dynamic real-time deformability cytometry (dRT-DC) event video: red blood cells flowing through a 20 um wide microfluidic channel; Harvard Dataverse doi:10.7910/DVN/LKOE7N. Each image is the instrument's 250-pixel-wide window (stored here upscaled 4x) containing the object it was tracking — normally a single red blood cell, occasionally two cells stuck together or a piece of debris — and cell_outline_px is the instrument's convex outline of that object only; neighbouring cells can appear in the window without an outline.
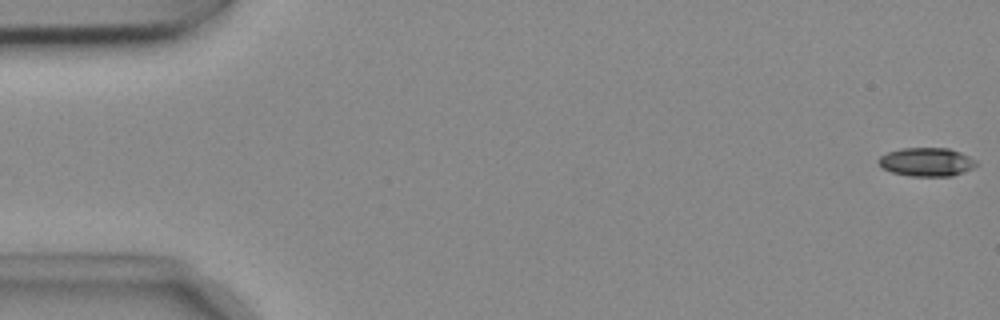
{"species": "common noctule bat (a hibernating species)", "species_latin": "Nyctalus noctula", "temperature_condition": "cold", "stored_images_in_passage": 54, "camera_frame_rate_fps": 3000, "um_per_image_px": 0.085, "animal": {"sex": "female", "body_mass_g": 18.4}, "frame": {"image": 1, "passage_image": 1, "time_ms": 0.0, "image_size_px": [1000, 320], "cell_outline_px": [[976, 164], [972, 168], [964, 172], [952, 176], [908, 176], [892, 172], [880, 168], [876, 160], [880, 156], [888, 152], [900, 148], [948, 148], [960, 152], [976, 160]], "centroid_in_image_um": [78.71, 13.77], "position_along_channel_um": 6.3, "area_um2": 16.42}}
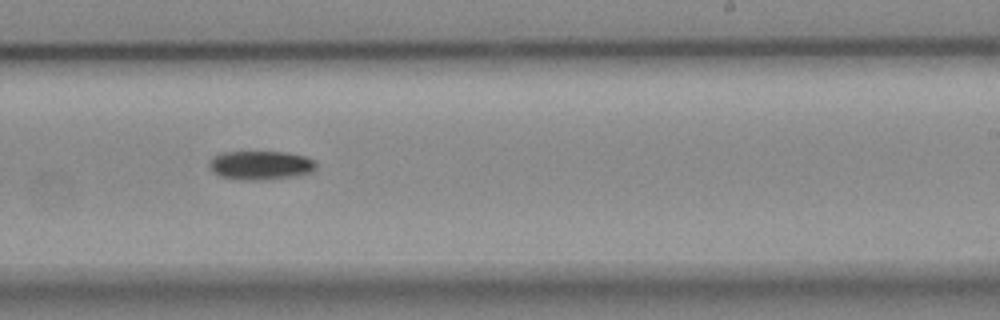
{"frame": {"image": 2, "passage_image": 33, "time_ms": 10.667, "image_size_px": [1000, 320], "cell_outline_px": [[316, 168], [312, 172], [300, 176], [264, 180], [236, 180], [220, 176], [212, 172], [208, 164], [208, 160], [212, 156], [220, 152], [288, 152], [304, 156], [312, 160], [316, 164]], "centroid_in_image_um": [22.11, 14.06], "position_along_channel_um": 266.9, "area_um2": 18.44}}
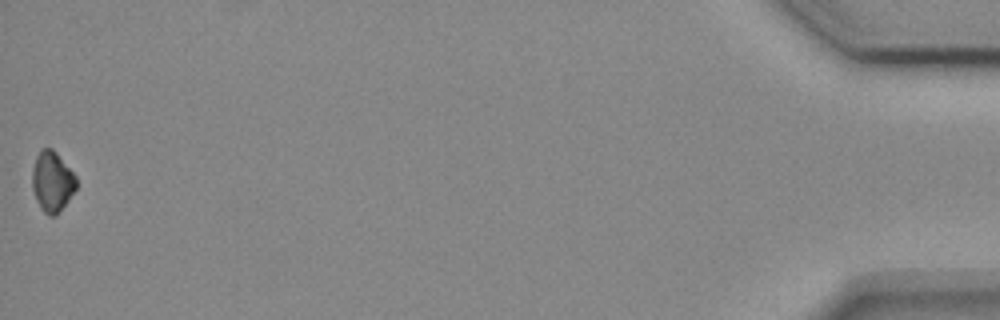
{"frame": {"image": 3, "passage_image": 54, "time_ms": 17.667, "image_size_px": [1000, 320], "cell_outline_px": [[76, 188], [68, 200], [56, 216], [48, 216], [40, 208], [36, 200], [32, 188], [32, 168], [36, 156], [40, 148], [52, 148], [56, 152], [76, 176]], "centroid_in_image_um": [4.41, 15.43], "position_along_channel_um": 430.8, "area_um2": 15.55}, "authors_computed_cell_mechanics": {"area_um2": 17.34, "velocity_mm_per_s": 3.7423, "shape_relaxation_time_tau1_ms": 2.978, "shape_relaxation_time_tau2_ms": null, "deformation_change_tau1": 0.0863, "deformation_change_tau2": null}}